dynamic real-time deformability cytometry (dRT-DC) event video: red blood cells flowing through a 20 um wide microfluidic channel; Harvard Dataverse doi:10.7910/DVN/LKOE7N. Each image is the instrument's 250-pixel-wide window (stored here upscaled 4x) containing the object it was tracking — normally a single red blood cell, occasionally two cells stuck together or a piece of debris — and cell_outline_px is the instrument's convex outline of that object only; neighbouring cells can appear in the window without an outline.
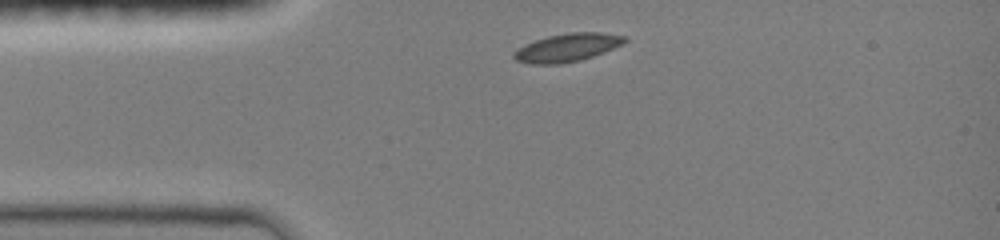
{"species": "common noctule bat (a hibernating species)", "species_latin": "Nyctalus noctula", "temperature_condition": "room temperature", "stored_images_in_passage": 2, "camera_frame_rate_fps": 3000, "um_per_image_px": 0.085, "animal": {"sex": "female", "body_mass_g": 19.0, "forearm_length_mm": 51.5}, "frame": {"image": 1, "passage_image": 1, "time_ms": 0.0, "image_size_px": [1000, 240], "cell_outline_px": [[628, 40], [624, 44], [592, 56], [580, 60], [556, 64], [532, 64], [516, 60], [512, 56], [512, 52], [536, 40], [548, 36], [568, 32], [600, 32], [628, 36]], "centroid_in_image_um": [48.27, 4.03], "position_along_channel_um": 36.7, "area_um2": 18.03}}